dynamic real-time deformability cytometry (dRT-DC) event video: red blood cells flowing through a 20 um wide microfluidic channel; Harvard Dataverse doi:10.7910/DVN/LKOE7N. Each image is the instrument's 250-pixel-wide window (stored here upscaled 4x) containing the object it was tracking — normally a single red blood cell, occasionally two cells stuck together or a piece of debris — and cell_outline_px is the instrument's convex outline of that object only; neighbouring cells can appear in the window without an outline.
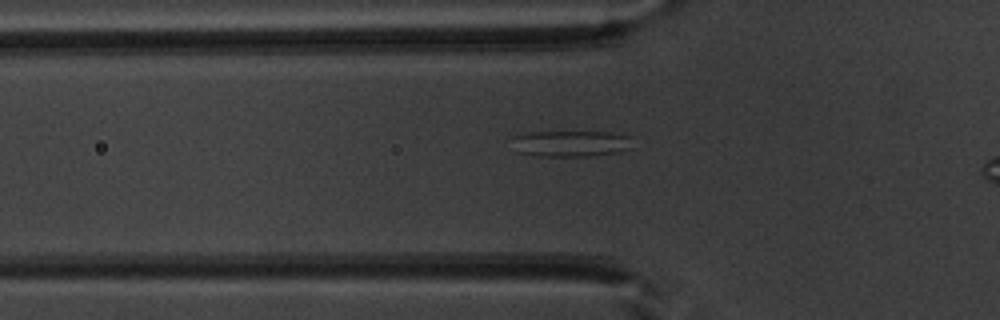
{"species": "common noctule bat (a hibernating species)", "species_latin": "Nyctalus noctula", "temperature_condition": "warm", "stored_images_in_passage": 41, "segment_of_instrument_passage": [1, 2], "camera_frame_rate_fps": 3000, "um_per_image_px": 0.085, "animal": {"sex": "male", "body_mass_g": 20.1, "forearm_length_mm": 53.5}, "frame": {"image": 1, "passage_image": 13, "time_ms": 4.0, "image_size_px": [1000, 320], "cell_outline_px": [[632, 148], [616, 152], [588, 156], [536, 156], [516, 152], [512, 136], [524, 132], [612, 132], [628, 136]], "centroid_in_image_um": [48.46, 12.2], "position_along_channel_um": 77.3, "area_um2": 18.38}}
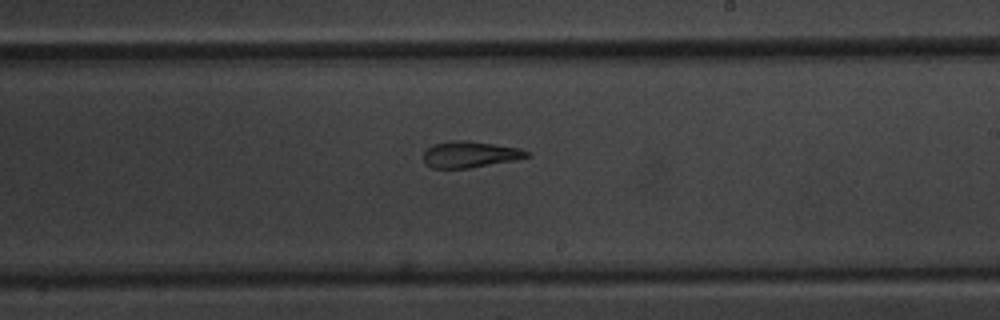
{"frame": {"image": 2, "passage_image": 26, "time_ms": 8.333, "image_size_px": [1000, 320], "cell_outline_px": [[532, 156], [516, 160], [468, 168], [432, 168], [424, 164], [424, 152], [432, 144], [448, 140], [468, 140], [520, 148], [528, 152]], "centroid_in_image_um": [39.94, 13.12], "position_along_channel_um": 249.1, "area_um2": 16.01}}
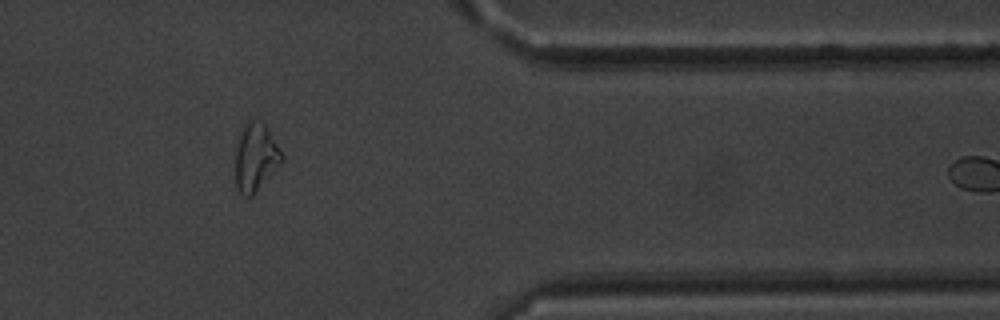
{"frame": {"image": 3, "passage_image": 38, "time_ms": 12.333, "image_size_px": [1000, 320], "cell_outline_px": [[284, 160], [252, 196], [244, 196], [236, 188], [236, 136], [252, 120], [260, 120], [264, 124], [284, 156]], "centroid_in_image_um": [21.72, 13.39], "position_along_channel_um": 389.7, "area_um2": 18.09}}